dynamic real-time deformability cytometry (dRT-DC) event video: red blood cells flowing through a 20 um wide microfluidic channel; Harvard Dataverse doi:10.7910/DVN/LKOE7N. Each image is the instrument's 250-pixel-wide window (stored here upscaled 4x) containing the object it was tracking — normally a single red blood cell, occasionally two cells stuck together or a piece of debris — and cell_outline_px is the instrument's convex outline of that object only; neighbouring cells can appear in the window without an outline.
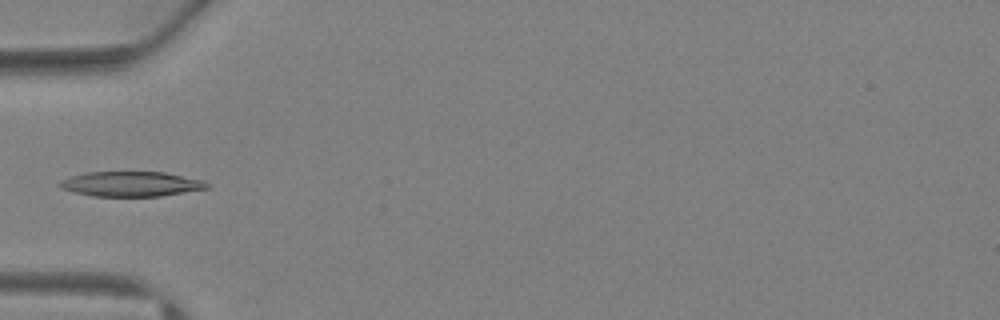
{"species": "Egyptian fruit bat (a non-hibernating species)", "species_latin": "Rousettus aegyptiacus", "temperature_condition": "warm", "stored_images_in_passage": 4, "camera_frame_rate_fps": 3000, "um_per_image_px": 0.085, "animal": {"sex": "female"}, "frame": {"image": 1, "passage_image": 4, "time_ms": 4.333, "image_size_px": [1000, 320], "cell_outline_px": [[208, 188], [160, 196], [92, 196], [72, 192], [60, 188], [60, 180], [72, 176], [88, 172], [164, 172], [204, 180], [208, 184]], "centroid_in_image_um": [11.13, 15.64], "position_along_channel_um": 73.9, "area_um2": 21.27}}